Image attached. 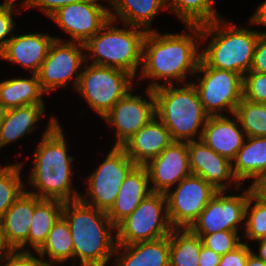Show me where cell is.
<instances>
[{
	"label": "cell",
	"instance_id": "7402d4cb",
	"mask_svg": "<svg viewBox=\"0 0 266 266\" xmlns=\"http://www.w3.org/2000/svg\"><path fill=\"white\" fill-rule=\"evenodd\" d=\"M151 193L148 171L145 166L137 165L122 182L115 202L107 212V216L116 226Z\"/></svg>",
	"mask_w": 266,
	"mask_h": 266
},
{
	"label": "cell",
	"instance_id": "4dcf8cb0",
	"mask_svg": "<svg viewBox=\"0 0 266 266\" xmlns=\"http://www.w3.org/2000/svg\"><path fill=\"white\" fill-rule=\"evenodd\" d=\"M214 0H167V11L175 14L183 25H205L222 17L214 8Z\"/></svg>",
	"mask_w": 266,
	"mask_h": 266
},
{
	"label": "cell",
	"instance_id": "c3c4849f",
	"mask_svg": "<svg viewBox=\"0 0 266 266\" xmlns=\"http://www.w3.org/2000/svg\"><path fill=\"white\" fill-rule=\"evenodd\" d=\"M7 112V108L4 106V104L0 101V125L2 123V121L5 118Z\"/></svg>",
	"mask_w": 266,
	"mask_h": 266
},
{
	"label": "cell",
	"instance_id": "f6af8a7d",
	"mask_svg": "<svg viewBox=\"0 0 266 266\" xmlns=\"http://www.w3.org/2000/svg\"><path fill=\"white\" fill-rule=\"evenodd\" d=\"M256 241H258V253L253 252V254L256 255L259 259L266 262V237L258 239Z\"/></svg>",
	"mask_w": 266,
	"mask_h": 266
},
{
	"label": "cell",
	"instance_id": "83f0119b",
	"mask_svg": "<svg viewBox=\"0 0 266 266\" xmlns=\"http://www.w3.org/2000/svg\"><path fill=\"white\" fill-rule=\"evenodd\" d=\"M43 95L37 74L29 78H11L0 81V101L7 109L31 104H44Z\"/></svg>",
	"mask_w": 266,
	"mask_h": 266
},
{
	"label": "cell",
	"instance_id": "681fc988",
	"mask_svg": "<svg viewBox=\"0 0 266 266\" xmlns=\"http://www.w3.org/2000/svg\"><path fill=\"white\" fill-rule=\"evenodd\" d=\"M7 252V250L4 248L2 241L0 239V263L2 261V258L4 256V254Z\"/></svg>",
	"mask_w": 266,
	"mask_h": 266
},
{
	"label": "cell",
	"instance_id": "cb8c5ba5",
	"mask_svg": "<svg viewBox=\"0 0 266 266\" xmlns=\"http://www.w3.org/2000/svg\"><path fill=\"white\" fill-rule=\"evenodd\" d=\"M111 20L152 31V22L162 9L167 10L165 0H106ZM111 8V9H110ZM113 9V11H112Z\"/></svg>",
	"mask_w": 266,
	"mask_h": 266
},
{
	"label": "cell",
	"instance_id": "2e32d148",
	"mask_svg": "<svg viewBox=\"0 0 266 266\" xmlns=\"http://www.w3.org/2000/svg\"><path fill=\"white\" fill-rule=\"evenodd\" d=\"M144 166L148 171L152 192L167 193L174 185L192 174L187 142L173 141Z\"/></svg>",
	"mask_w": 266,
	"mask_h": 266
},
{
	"label": "cell",
	"instance_id": "30bf717a",
	"mask_svg": "<svg viewBox=\"0 0 266 266\" xmlns=\"http://www.w3.org/2000/svg\"><path fill=\"white\" fill-rule=\"evenodd\" d=\"M106 158L87 179V196L79 199L103 212L113 206L120 186L129 173L137 166L121 147H112Z\"/></svg>",
	"mask_w": 266,
	"mask_h": 266
},
{
	"label": "cell",
	"instance_id": "74e56055",
	"mask_svg": "<svg viewBox=\"0 0 266 266\" xmlns=\"http://www.w3.org/2000/svg\"><path fill=\"white\" fill-rule=\"evenodd\" d=\"M0 264H2L0 266H44L45 263L31 252L7 251Z\"/></svg>",
	"mask_w": 266,
	"mask_h": 266
},
{
	"label": "cell",
	"instance_id": "7dc6e473",
	"mask_svg": "<svg viewBox=\"0 0 266 266\" xmlns=\"http://www.w3.org/2000/svg\"><path fill=\"white\" fill-rule=\"evenodd\" d=\"M17 0H5V2L2 3V5L8 7V8H12V9H16L15 8V2ZM32 2L33 0H22V3H21V7H23L24 9H29L31 6H32Z\"/></svg>",
	"mask_w": 266,
	"mask_h": 266
},
{
	"label": "cell",
	"instance_id": "ba28073f",
	"mask_svg": "<svg viewBox=\"0 0 266 266\" xmlns=\"http://www.w3.org/2000/svg\"><path fill=\"white\" fill-rule=\"evenodd\" d=\"M172 230L166 195L152 192L116 225V241L117 245L151 241L170 235Z\"/></svg>",
	"mask_w": 266,
	"mask_h": 266
},
{
	"label": "cell",
	"instance_id": "3957f363",
	"mask_svg": "<svg viewBox=\"0 0 266 266\" xmlns=\"http://www.w3.org/2000/svg\"><path fill=\"white\" fill-rule=\"evenodd\" d=\"M62 216L68 222L73 238L72 266L78 260L80 266H106L117 246L116 226L107 213L77 199L64 202Z\"/></svg>",
	"mask_w": 266,
	"mask_h": 266
},
{
	"label": "cell",
	"instance_id": "8992f818",
	"mask_svg": "<svg viewBox=\"0 0 266 266\" xmlns=\"http://www.w3.org/2000/svg\"><path fill=\"white\" fill-rule=\"evenodd\" d=\"M114 20L108 22L85 45V56L93 65L112 67L139 75L142 66L143 42L147 31L124 24L116 26ZM87 52L89 54H87Z\"/></svg>",
	"mask_w": 266,
	"mask_h": 266
},
{
	"label": "cell",
	"instance_id": "ac0fdd59",
	"mask_svg": "<svg viewBox=\"0 0 266 266\" xmlns=\"http://www.w3.org/2000/svg\"><path fill=\"white\" fill-rule=\"evenodd\" d=\"M34 208L35 195L25 190L0 219V239L7 251L27 252Z\"/></svg>",
	"mask_w": 266,
	"mask_h": 266
},
{
	"label": "cell",
	"instance_id": "f546056e",
	"mask_svg": "<svg viewBox=\"0 0 266 266\" xmlns=\"http://www.w3.org/2000/svg\"><path fill=\"white\" fill-rule=\"evenodd\" d=\"M170 239L169 266H199L201 238L190 228H173Z\"/></svg>",
	"mask_w": 266,
	"mask_h": 266
},
{
	"label": "cell",
	"instance_id": "52a82bcc",
	"mask_svg": "<svg viewBox=\"0 0 266 266\" xmlns=\"http://www.w3.org/2000/svg\"><path fill=\"white\" fill-rule=\"evenodd\" d=\"M83 67L75 91L101 118L135 88V77L128 72L89 64L87 61Z\"/></svg>",
	"mask_w": 266,
	"mask_h": 266
},
{
	"label": "cell",
	"instance_id": "f1b7e54d",
	"mask_svg": "<svg viewBox=\"0 0 266 266\" xmlns=\"http://www.w3.org/2000/svg\"><path fill=\"white\" fill-rule=\"evenodd\" d=\"M36 253L45 264L62 265L69 259L74 260L73 238L69 224L63 216L54 224L46 242Z\"/></svg>",
	"mask_w": 266,
	"mask_h": 266
},
{
	"label": "cell",
	"instance_id": "b9f144b4",
	"mask_svg": "<svg viewBox=\"0 0 266 266\" xmlns=\"http://www.w3.org/2000/svg\"><path fill=\"white\" fill-rule=\"evenodd\" d=\"M249 189L257 200L266 204V171L252 180Z\"/></svg>",
	"mask_w": 266,
	"mask_h": 266
},
{
	"label": "cell",
	"instance_id": "9a60e30c",
	"mask_svg": "<svg viewBox=\"0 0 266 266\" xmlns=\"http://www.w3.org/2000/svg\"><path fill=\"white\" fill-rule=\"evenodd\" d=\"M146 93L147 100L132 94L131 90L103 117L109 126L116 129L114 147H121L156 116L154 91L146 88Z\"/></svg>",
	"mask_w": 266,
	"mask_h": 266
},
{
	"label": "cell",
	"instance_id": "6da1fadb",
	"mask_svg": "<svg viewBox=\"0 0 266 266\" xmlns=\"http://www.w3.org/2000/svg\"><path fill=\"white\" fill-rule=\"evenodd\" d=\"M185 29L184 34H162L154 29L145 35L139 77L152 80L147 88L175 84L174 81L187 83L185 79L190 75L194 78L201 60V26L186 25ZM162 79L163 84L159 83Z\"/></svg>",
	"mask_w": 266,
	"mask_h": 266
},
{
	"label": "cell",
	"instance_id": "44dd1931",
	"mask_svg": "<svg viewBox=\"0 0 266 266\" xmlns=\"http://www.w3.org/2000/svg\"><path fill=\"white\" fill-rule=\"evenodd\" d=\"M173 142L164 124L155 116L148 124L130 137L121 148L140 166L157 157Z\"/></svg>",
	"mask_w": 266,
	"mask_h": 266
},
{
	"label": "cell",
	"instance_id": "277c9868",
	"mask_svg": "<svg viewBox=\"0 0 266 266\" xmlns=\"http://www.w3.org/2000/svg\"><path fill=\"white\" fill-rule=\"evenodd\" d=\"M260 35L257 30L230 24L220 17L201 26V44L210 37L208 46L201 51V59L209 67L244 76L251 70Z\"/></svg>",
	"mask_w": 266,
	"mask_h": 266
},
{
	"label": "cell",
	"instance_id": "d6a6232c",
	"mask_svg": "<svg viewBox=\"0 0 266 266\" xmlns=\"http://www.w3.org/2000/svg\"><path fill=\"white\" fill-rule=\"evenodd\" d=\"M23 163L0 166V219L25 191L21 168Z\"/></svg>",
	"mask_w": 266,
	"mask_h": 266
},
{
	"label": "cell",
	"instance_id": "bcb514c9",
	"mask_svg": "<svg viewBox=\"0 0 266 266\" xmlns=\"http://www.w3.org/2000/svg\"><path fill=\"white\" fill-rule=\"evenodd\" d=\"M245 266H266V262L259 259L252 251L247 258Z\"/></svg>",
	"mask_w": 266,
	"mask_h": 266
},
{
	"label": "cell",
	"instance_id": "7a4b0ae2",
	"mask_svg": "<svg viewBox=\"0 0 266 266\" xmlns=\"http://www.w3.org/2000/svg\"><path fill=\"white\" fill-rule=\"evenodd\" d=\"M49 121L35 149L34 166L28 177V185L33 190L26 191L41 199L74 201L81 195L71 184L74 158L68 155L65 134L56 117L52 116Z\"/></svg>",
	"mask_w": 266,
	"mask_h": 266
},
{
	"label": "cell",
	"instance_id": "ab89813d",
	"mask_svg": "<svg viewBox=\"0 0 266 266\" xmlns=\"http://www.w3.org/2000/svg\"><path fill=\"white\" fill-rule=\"evenodd\" d=\"M250 71L266 74V36L260 35L258 38Z\"/></svg>",
	"mask_w": 266,
	"mask_h": 266
},
{
	"label": "cell",
	"instance_id": "f907efd6",
	"mask_svg": "<svg viewBox=\"0 0 266 266\" xmlns=\"http://www.w3.org/2000/svg\"><path fill=\"white\" fill-rule=\"evenodd\" d=\"M44 266H55L54 264H44ZM57 266H61V265H57ZM76 266V265H75ZM78 266V265H77Z\"/></svg>",
	"mask_w": 266,
	"mask_h": 266
},
{
	"label": "cell",
	"instance_id": "8d00e7d4",
	"mask_svg": "<svg viewBox=\"0 0 266 266\" xmlns=\"http://www.w3.org/2000/svg\"><path fill=\"white\" fill-rule=\"evenodd\" d=\"M14 10L16 13L21 12L19 9L8 8L0 4V52L5 48L7 42L14 35L15 21L13 19ZM8 37V38H7Z\"/></svg>",
	"mask_w": 266,
	"mask_h": 266
},
{
	"label": "cell",
	"instance_id": "ee69618b",
	"mask_svg": "<svg viewBox=\"0 0 266 266\" xmlns=\"http://www.w3.org/2000/svg\"><path fill=\"white\" fill-rule=\"evenodd\" d=\"M249 25L266 26V0L260 4L253 15L250 17ZM261 35L266 36V31H258Z\"/></svg>",
	"mask_w": 266,
	"mask_h": 266
},
{
	"label": "cell",
	"instance_id": "d590c367",
	"mask_svg": "<svg viewBox=\"0 0 266 266\" xmlns=\"http://www.w3.org/2000/svg\"><path fill=\"white\" fill-rule=\"evenodd\" d=\"M243 98L254 103H266V74L249 71L243 76Z\"/></svg>",
	"mask_w": 266,
	"mask_h": 266
},
{
	"label": "cell",
	"instance_id": "8fae6325",
	"mask_svg": "<svg viewBox=\"0 0 266 266\" xmlns=\"http://www.w3.org/2000/svg\"><path fill=\"white\" fill-rule=\"evenodd\" d=\"M64 41L65 39L55 36L37 73L40 87L45 93L60 87L64 88L71 81L73 88L76 89L82 66L86 63L85 45L80 42Z\"/></svg>",
	"mask_w": 266,
	"mask_h": 266
},
{
	"label": "cell",
	"instance_id": "1f68e13d",
	"mask_svg": "<svg viewBox=\"0 0 266 266\" xmlns=\"http://www.w3.org/2000/svg\"><path fill=\"white\" fill-rule=\"evenodd\" d=\"M234 115L246 137H266V103H254L243 98Z\"/></svg>",
	"mask_w": 266,
	"mask_h": 266
},
{
	"label": "cell",
	"instance_id": "4fadbf2b",
	"mask_svg": "<svg viewBox=\"0 0 266 266\" xmlns=\"http://www.w3.org/2000/svg\"><path fill=\"white\" fill-rule=\"evenodd\" d=\"M242 190L241 195H227V191H217L190 229L197 235L244 229L245 207L251 192L249 187Z\"/></svg>",
	"mask_w": 266,
	"mask_h": 266
},
{
	"label": "cell",
	"instance_id": "603a6c76",
	"mask_svg": "<svg viewBox=\"0 0 266 266\" xmlns=\"http://www.w3.org/2000/svg\"><path fill=\"white\" fill-rule=\"evenodd\" d=\"M113 258L115 266H169V235L151 241L117 245Z\"/></svg>",
	"mask_w": 266,
	"mask_h": 266
},
{
	"label": "cell",
	"instance_id": "f35d334b",
	"mask_svg": "<svg viewBox=\"0 0 266 266\" xmlns=\"http://www.w3.org/2000/svg\"><path fill=\"white\" fill-rule=\"evenodd\" d=\"M252 251L246 242H242L237 248L221 256L219 266H245Z\"/></svg>",
	"mask_w": 266,
	"mask_h": 266
},
{
	"label": "cell",
	"instance_id": "836d02e7",
	"mask_svg": "<svg viewBox=\"0 0 266 266\" xmlns=\"http://www.w3.org/2000/svg\"><path fill=\"white\" fill-rule=\"evenodd\" d=\"M244 237L256 241L266 237V204L257 200L251 193L245 207Z\"/></svg>",
	"mask_w": 266,
	"mask_h": 266
},
{
	"label": "cell",
	"instance_id": "e575fe53",
	"mask_svg": "<svg viewBox=\"0 0 266 266\" xmlns=\"http://www.w3.org/2000/svg\"><path fill=\"white\" fill-rule=\"evenodd\" d=\"M198 236L201 238L203 246L211 249L220 256L234 250L243 242L239 236V232L235 231H220Z\"/></svg>",
	"mask_w": 266,
	"mask_h": 266
},
{
	"label": "cell",
	"instance_id": "484cf974",
	"mask_svg": "<svg viewBox=\"0 0 266 266\" xmlns=\"http://www.w3.org/2000/svg\"><path fill=\"white\" fill-rule=\"evenodd\" d=\"M232 170L243 186L244 180H254L266 171V137H246L232 162Z\"/></svg>",
	"mask_w": 266,
	"mask_h": 266
},
{
	"label": "cell",
	"instance_id": "9c48e42d",
	"mask_svg": "<svg viewBox=\"0 0 266 266\" xmlns=\"http://www.w3.org/2000/svg\"><path fill=\"white\" fill-rule=\"evenodd\" d=\"M198 82L191 81L197 90L205 113L210 116H224V112L234 114L243 99V76L229 70L209 67L202 59L199 62Z\"/></svg>",
	"mask_w": 266,
	"mask_h": 266
},
{
	"label": "cell",
	"instance_id": "d6986e66",
	"mask_svg": "<svg viewBox=\"0 0 266 266\" xmlns=\"http://www.w3.org/2000/svg\"><path fill=\"white\" fill-rule=\"evenodd\" d=\"M54 40V36L42 32L14 34L0 52V59L19 64L31 74H37Z\"/></svg>",
	"mask_w": 266,
	"mask_h": 266
},
{
	"label": "cell",
	"instance_id": "e0dca14e",
	"mask_svg": "<svg viewBox=\"0 0 266 266\" xmlns=\"http://www.w3.org/2000/svg\"><path fill=\"white\" fill-rule=\"evenodd\" d=\"M189 166L191 173L202 177L217 191H228L229 187H243L235 178L232 162L216 153L201 139L188 141ZM227 189V190H226Z\"/></svg>",
	"mask_w": 266,
	"mask_h": 266
},
{
	"label": "cell",
	"instance_id": "d4e9b609",
	"mask_svg": "<svg viewBox=\"0 0 266 266\" xmlns=\"http://www.w3.org/2000/svg\"><path fill=\"white\" fill-rule=\"evenodd\" d=\"M45 104H31L7 109L0 125V149L26 134H32L36 124L45 114Z\"/></svg>",
	"mask_w": 266,
	"mask_h": 266
},
{
	"label": "cell",
	"instance_id": "7c38bea8",
	"mask_svg": "<svg viewBox=\"0 0 266 266\" xmlns=\"http://www.w3.org/2000/svg\"><path fill=\"white\" fill-rule=\"evenodd\" d=\"M216 192L200 176L191 174L181 180L176 188L165 193L172 227L190 228Z\"/></svg>",
	"mask_w": 266,
	"mask_h": 266
},
{
	"label": "cell",
	"instance_id": "ffe728a7",
	"mask_svg": "<svg viewBox=\"0 0 266 266\" xmlns=\"http://www.w3.org/2000/svg\"><path fill=\"white\" fill-rule=\"evenodd\" d=\"M231 116L232 119L227 115L208 117L201 140L216 153L233 162L246 135L237 117L234 114Z\"/></svg>",
	"mask_w": 266,
	"mask_h": 266
},
{
	"label": "cell",
	"instance_id": "5b68a950",
	"mask_svg": "<svg viewBox=\"0 0 266 266\" xmlns=\"http://www.w3.org/2000/svg\"><path fill=\"white\" fill-rule=\"evenodd\" d=\"M180 86L171 84L153 89L156 117L167 128L173 141L199 140L209 116L193 83Z\"/></svg>",
	"mask_w": 266,
	"mask_h": 266
},
{
	"label": "cell",
	"instance_id": "60d3db41",
	"mask_svg": "<svg viewBox=\"0 0 266 266\" xmlns=\"http://www.w3.org/2000/svg\"><path fill=\"white\" fill-rule=\"evenodd\" d=\"M83 0H33L30 8H39L48 18L59 8Z\"/></svg>",
	"mask_w": 266,
	"mask_h": 266
},
{
	"label": "cell",
	"instance_id": "7bdbcfd3",
	"mask_svg": "<svg viewBox=\"0 0 266 266\" xmlns=\"http://www.w3.org/2000/svg\"><path fill=\"white\" fill-rule=\"evenodd\" d=\"M221 256L202 245L199 255V266H219Z\"/></svg>",
	"mask_w": 266,
	"mask_h": 266
},
{
	"label": "cell",
	"instance_id": "5bb4252c",
	"mask_svg": "<svg viewBox=\"0 0 266 266\" xmlns=\"http://www.w3.org/2000/svg\"><path fill=\"white\" fill-rule=\"evenodd\" d=\"M72 42L85 44L110 19L109 7L98 0H83L59 8L50 17Z\"/></svg>",
	"mask_w": 266,
	"mask_h": 266
},
{
	"label": "cell",
	"instance_id": "4316f807",
	"mask_svg": "<svg viewBox=\"0 0 266 266\" xmlns=\"http://www.w3.org/2000/svg\"><path fill=\"white\" fill-rule=\"evenodd\" d=\"M64 202L55 199H41L35 195V208L28 234L27 252H37L46 242L49 232L62 216ZM31 250V251H30Z\"/></svg>",
	"mask_w": 266,
	"mask_h": 266
}]
</instances>
